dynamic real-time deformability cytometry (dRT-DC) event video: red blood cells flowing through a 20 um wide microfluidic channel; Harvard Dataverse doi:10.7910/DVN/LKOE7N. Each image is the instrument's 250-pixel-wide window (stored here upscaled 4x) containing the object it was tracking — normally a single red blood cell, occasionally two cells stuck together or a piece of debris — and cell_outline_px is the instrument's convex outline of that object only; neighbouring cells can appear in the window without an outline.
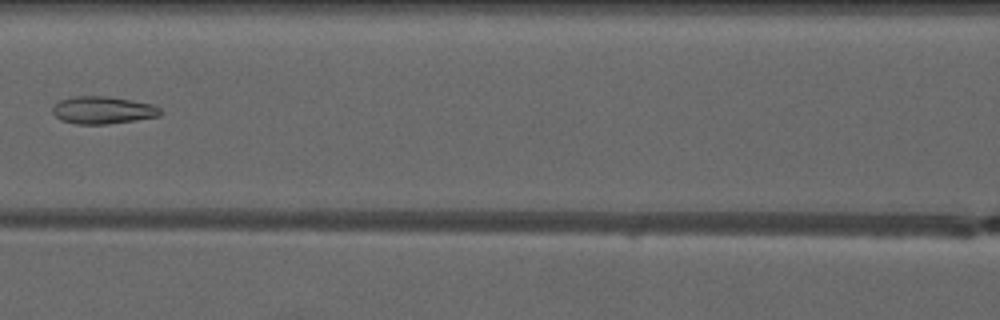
{"species": "common noctule bat (a hibernating species)", "species_latin": "Nyctalus noctula", "temperature_condition": "warm", "stored_images_in_passage": 7, "camera_frame_rate_fps": 3000, "um_per_image_px": 0.085, "animal": {"sex": "male", "forearm_length_mm": 52.5}, "frame": {"image": 1, "passage_image": 6, "time_ms": 7.333, "image_size_px": [1000, 320], "cell_outline_px": [[164, 112], [160, 116], [136, 120], [108, 124], [76, 124], [60, 120], [52, 112], [52, 108], [60, 100], [76, 96], [108, 96], [132, 100], [152, 104], [160, 108]], "centroid_in_image_um": [8.77, 9.36], "position_along_channel_um": 157.8, "area_um2": 17.34}}
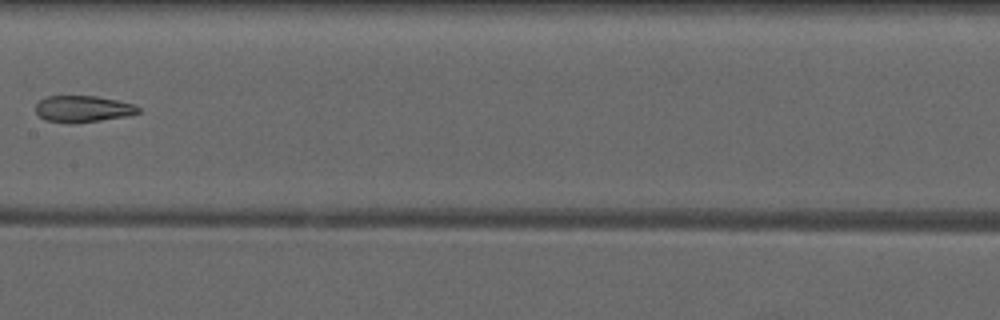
{"frame": {"image": 2, "passage_image": 7, "time_ms": 8.333, "image_size_px": [1000, 320], "cell_outline_px": [[140, 112], [128, 116], [100, 120], [44, 120], [36, 112], [36, 104], [44, 96], [96, 96], [136, 104], [140, 108]], "centroid_in_image_um": [7.1, 9.2], "position_along_channel_um": 200.3, "area_um2": 15.2}}